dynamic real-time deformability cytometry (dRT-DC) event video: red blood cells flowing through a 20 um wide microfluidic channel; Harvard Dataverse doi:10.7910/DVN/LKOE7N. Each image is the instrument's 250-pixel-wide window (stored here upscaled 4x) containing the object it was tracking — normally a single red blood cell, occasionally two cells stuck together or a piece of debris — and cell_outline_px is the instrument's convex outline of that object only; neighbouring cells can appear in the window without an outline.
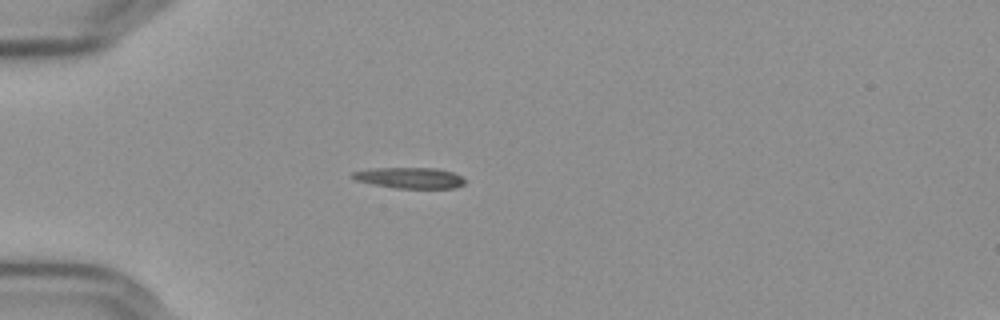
{"species": "Egyptian fruit bat (a non-hibernating species)", "species_latin": "Rousettus aegyptiacus", "temperature_condition": "cold", "stored_images_in_passage": 41, "camera_frame_rate_fps": 3000, "um_per_image_px": 0.085, "frame": {"image": 1, "passage_image": 1, "time_ms": 0.0, "image_size_px": [1000, 320], "cell_outline_px": [[464, 184], [456, 188], [396, 188], [356, 180], [348, 176], [352, 172], [372, 168], [436, 168], [452, 172], [460, 176], [464, 180]], "centroid_in_image_um": [34.81, 15.11], "position_along_channel_um": 50.2, "area_um2": 13.58}}
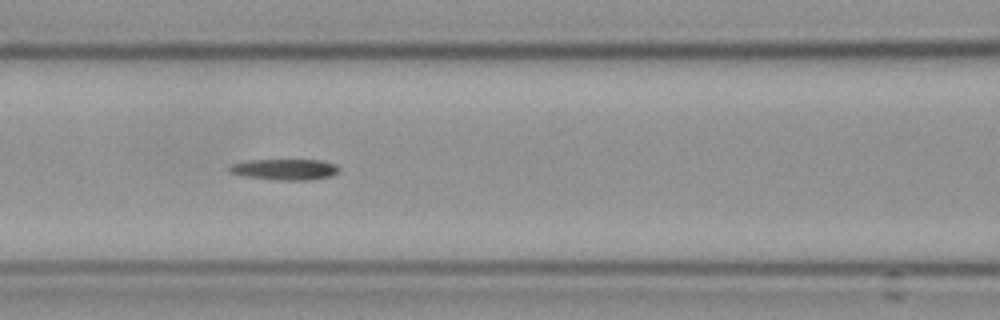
{"frame": {"image": 2, "passage_image": 10, "time_ms": 3.0, "image_size_px": [1000, 320], "cell_outline_px": [[340, 168], [332, 176], [308, 180], [284, 180], [244, 176], [228, 172], [228, 168], [232, 164], [248, 160], [320, 160], [336, 164]], "centroid_in_image_um": [24.21, 14.39], "position_along_channel_um": 142.4, "area_um2": 13.29}}
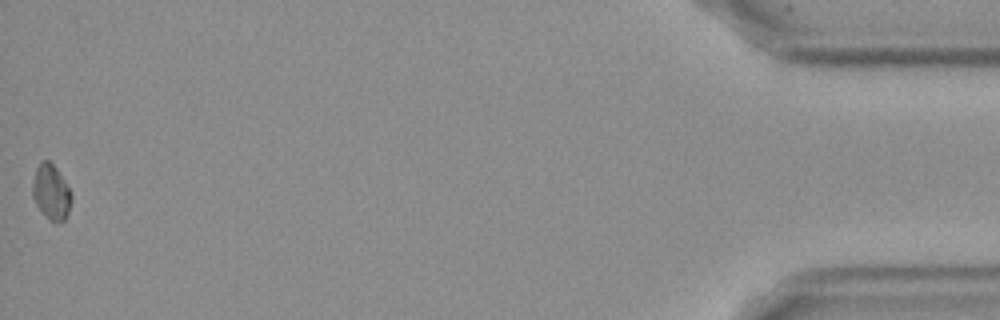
{"frame": {"image": 3, "passage_image": 41, "time_ms": 13.333, "image_size_px": [1000, 320], "cell_outline_px": [[72, 200], [68, 212], [64, 220], [60, 224], [56, 224], [48, 220], [36, 204], [32, 196], [32, 184], [36, 168], [40, 160], [48, 160], [56, 168], [72, 192]], "centroid_in_image_um": [4.35, 16.36], "position_along_channel_um": 430.9, "area_um2": 12.72}}